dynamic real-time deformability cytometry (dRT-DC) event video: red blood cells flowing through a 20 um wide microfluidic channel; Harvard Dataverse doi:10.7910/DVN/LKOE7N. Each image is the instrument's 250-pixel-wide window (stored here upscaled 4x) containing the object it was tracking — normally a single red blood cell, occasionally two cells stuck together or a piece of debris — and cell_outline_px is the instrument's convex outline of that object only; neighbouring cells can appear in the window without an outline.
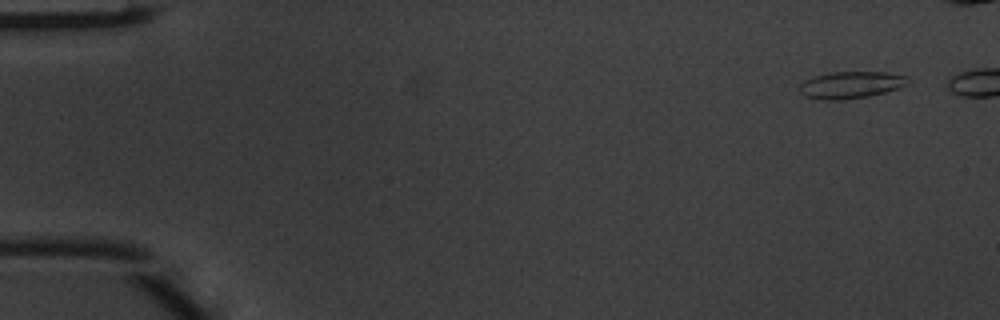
{"species": "common noctule bat (a hibernating species)", "species_latin": "Nyctalus noctula", "temperature_condition": "warm", "stored_images_in_passage": 5, "camera_frame_rate_fps": 3000, "um_per_image_px": 0.085, "animal": {"sex": "male", "body_mass_g": 20.1, "forearm_length_mm": 53.5}, "frame": {"image": 1, "passage_image": 1, "time_ms": 0.0, "image_size_px": [1000, 320], "cell_outline_px": [[912, 80], [908, 84], [884, 92], [868, 96], [840, 100], [824, 100], [808, 96], [800, 92], [800, 84], [804, 80], [816, 76], [832, 72], [888, 72], [908, 76]], "centroid_in_image_um": [72.38, 7.2], "position_along_channel_um": 12.6, "area_um2": 16.88}}